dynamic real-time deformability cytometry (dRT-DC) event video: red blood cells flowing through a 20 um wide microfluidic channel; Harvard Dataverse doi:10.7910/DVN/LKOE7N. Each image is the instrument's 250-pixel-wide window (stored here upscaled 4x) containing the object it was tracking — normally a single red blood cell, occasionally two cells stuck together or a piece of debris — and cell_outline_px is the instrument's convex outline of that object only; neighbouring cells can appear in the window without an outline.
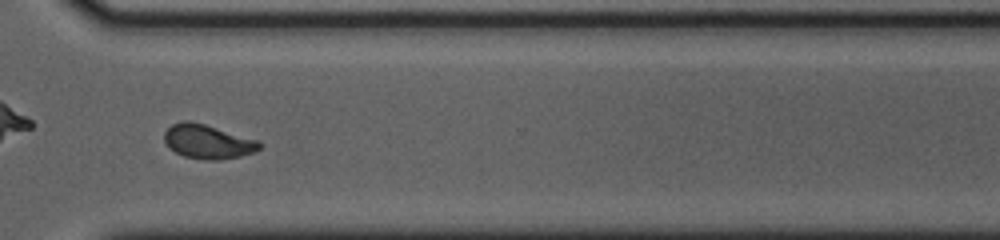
{"species": "common noctule bat (a hibernating species)", "species_latin": "Nyctalus noctula", "temperature_condition": "cold", "stored_images_in_passage": 55, "camera_frame_rate_fps": 3000, "um_per_image_px": 0.085, "animal": {"sex": "female", "body_mass_g": 23.0, "forearm_length_mm": 53.4}, "frame": {"image": 1, "passage_image": 40, "time_ms": 13.0, "image_size_px": [1000, 240], "cell_outline_px": [[260, 148], [256, 152], [240, 156], [216, 160], [204, 160], [184, 156], [176, 152], [164, 140], [164, 132], [172, 124], [184, 120], [188, 120], [204, 124], [256, 140], [260, 144]], "centroid_in_image_um": [17.64, 12.04], "position_along_channel_um": 353.0, "area_um2": 18.55}}
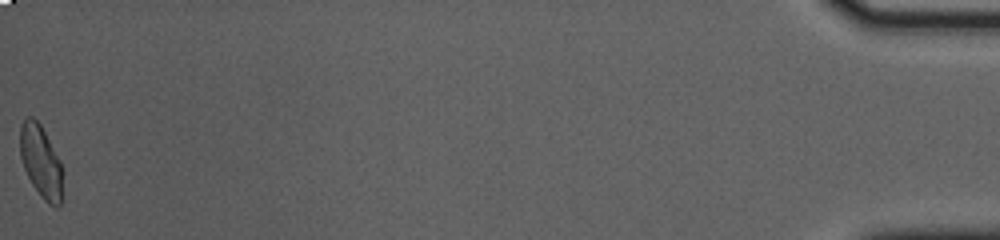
{"frame": {"image": 2, "passage_image": 55, "time_ms": 18.0, "image_size_px": [1000, 240], "cell_outline_px": [[60, 208], [56, 208], [48, 204], [44, 200], [32, 184], [24, 168], [20, 156], [20, 128], [24, 120], [28, 116], [32, 116], [40, 124], [60, 160]], "centroid_in_image_um": [3.44, 13.72], "position_along_channel_um": 431.8, "area_um2": 17.46}, "authors_computed_cell_mechanics": {"area_um2": 18.2648, "velocity_mm_per_s": 3.665, "shape_relaxation_time_tau1_ms": 3.6088, "shape_relaxation_time_tau2_ms": 1.7778, "deformation_change_tau1": 0.1438, "deformation_change_tau2": 0.0783}}